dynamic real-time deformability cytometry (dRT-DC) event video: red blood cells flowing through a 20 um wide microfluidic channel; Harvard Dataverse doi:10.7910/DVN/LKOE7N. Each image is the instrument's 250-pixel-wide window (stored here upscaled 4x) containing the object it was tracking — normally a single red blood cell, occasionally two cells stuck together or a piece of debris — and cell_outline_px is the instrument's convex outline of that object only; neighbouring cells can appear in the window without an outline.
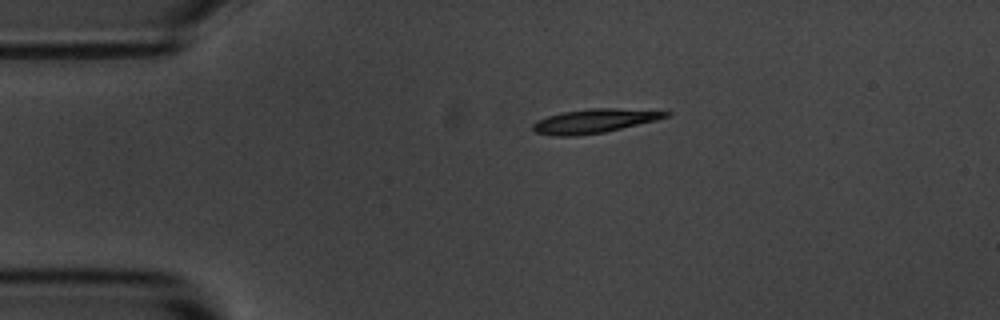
{"species": "common noctule bat (a hibernating species)", "species_latin": "Nyctalus noctula", "temperature_condition": "room temperature", "stored_images_in_passage": 45, "camera_frame_rate_fps": 3000, "um_per_image_px": 0.085, "animal": {"sex": "male", "body_mass_g": 20.1, "forearm_length_mm": 53.5}, "frame": {"image": 1, "passage_image": 1, "time_ms": 0.0, "image_size_px": [1000, 320], "cell_outline_px": [[672, 116], [656, 120], [604, 132], [572, 136], [556, 136], [536, 132], [532, 128], [532, 124], [536, 120], [548, 116], [564, 112], [588, 108], [616, 108], [672, 112]], "centroid_in_image_um": [50.52, 10.28], "position_along_channel_um": 34.5, "area_um2": 18.44}}
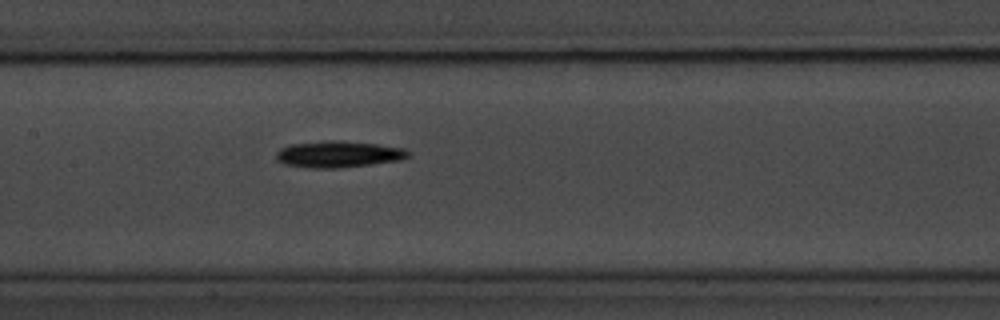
{"frame": {"image": 2, "passage_image": 16, "time_ms": 5.0, "image_size_px": [1000, 320], "cell_outline_px": [[408, 156], [400, 160], [340, 168], [304, 168], [284, 164], [276, 160], [276, 152], [280, 148], [292, 144], [324, 140], [340, 140], [376, 144], [404, 148], [408, 152]], "centroid_in_image_um": [28.7, 13.11], "position_along_channel_um": 178.7, "area_um2": 20.46}}
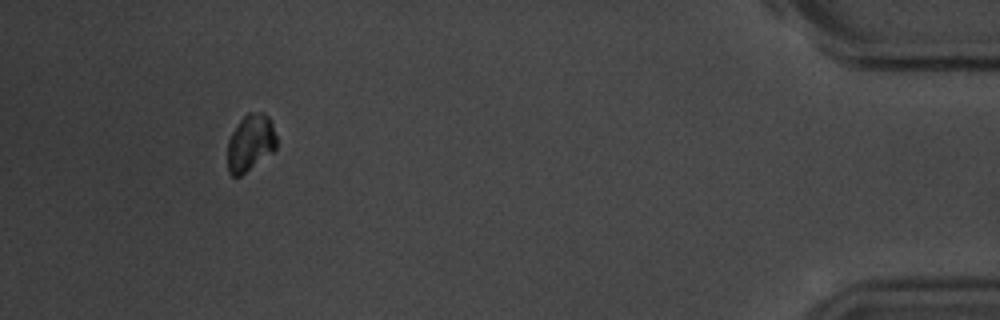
{"frame": {"image": 3, "passage_image": 41, "time_ms": 13.333, "image_size_px": [1000, 320], "cell_outline_px": [[276, 148], [272, 152], [240, 176], [232, 176], [228, 172], [228, 140], [236, 124], [248, 112], [264, 112], [268, 116], [272, 124], [276, 136]], "centroid_in_image_um": [21.27, 12.12], "position_along_channel_um": 413.9, "area_um2": 16.13}, "authors_computed_cell_mechanics": {"area_um2": 18.2648, "velocity_mm_per_s": 3.6066, "shape_relaxation_time_tau1_ms": 1.4028, "shape_relaxation_time_tau2_ms": null, "deformation_change_tau1": 0.0862, "deformation_change_tau2": null}}